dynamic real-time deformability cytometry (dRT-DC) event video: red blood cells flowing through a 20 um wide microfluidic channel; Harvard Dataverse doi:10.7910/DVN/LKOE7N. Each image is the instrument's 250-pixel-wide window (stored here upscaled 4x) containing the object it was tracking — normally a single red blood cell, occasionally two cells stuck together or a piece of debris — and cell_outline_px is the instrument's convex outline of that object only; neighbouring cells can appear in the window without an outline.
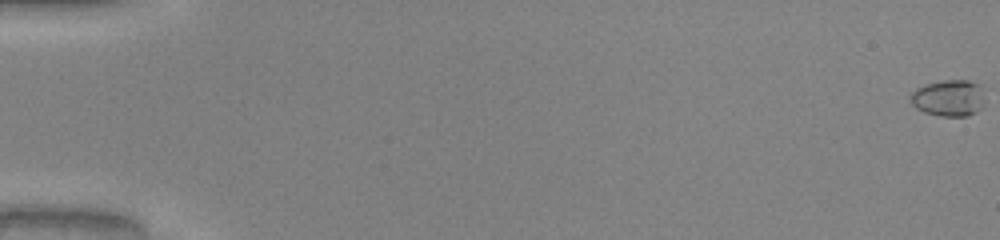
{"species": "common noctule bat (a hibernating species)", "species_latin": "Nyctalus noctula", "temperature_condition": "warm", "stored_images_in_passage": 53, "camera_frame_rate_fps": 3000, "um_per_image_px": 0.085, "animal": {"sex": "male", "body_mass_g": 20.0, "forearm_length_mm": 53.3}, "frame": {"image": 1, "passage_image": 1, "time_ms": 0.0, "image_size_px": [1000, 240], "cell_outline_px": [[984, 104], [976, 112], [968, 116], [940, 116], [924, 112], [916, 108], [908, 100], [908, 96], [916, 88], [924, 84], [944, 80], [968, 80], [980, 84], [984, 100]], "centroid_in_image_um": [80.61, 8.33], "position_along_channel_um": 4.4, "area_um2": 16.07}}
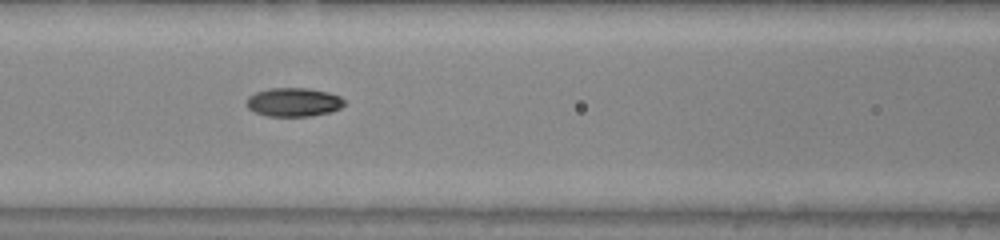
{"frame": {"image": 2, "passage_image": 25, "time_ms": 8.0, "image_size_px": [1000, 240], "cell_outline_px": [[344, 104], [340, 108], [332, 112], [308, 116], [268, 116], [256, 112], [248, 108], [244, 100], [248, 96], [256, 92], [268, 88], [308, 88], [328, 92], [340, 96], [344, 100]], "centroid_in_image_um": [24.94, 8.68], "position_along_channel_um": 141.7, "area_um2": 16.47}}
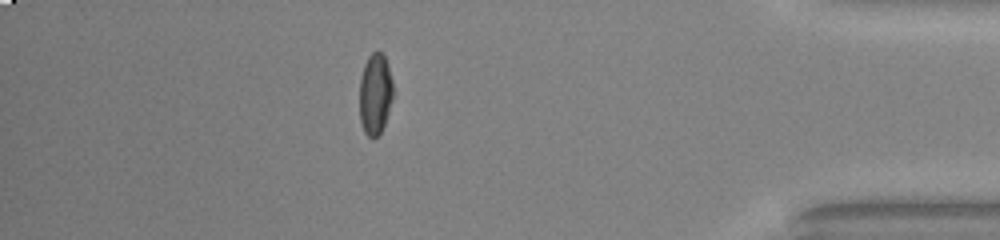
{"frame": {"image": 3, "passage_image": 47, "time_ms": 15.333, "image_size_px": [1000, 240], "cell_outline_px": [[392, 100], [384, 124], [380, 132], [372, 140], [364, 132], [360, 120], [360, 76], [364, 64], [368, 56], [372, 52], [380, 52], [384, 56], [388, 64], [392, 80]], "centroid_in_image_um": [31.88, 7.98], "position_along_channel_um": 403.3, "area_um2": 15.84}, "authors_computed_cell_mechanics": {"area_um2": 16.0106, "velocity_mm_per_s": 4.087, "shape_relaxation_time_tau1_ms": 4.046, "shape_relaxation_time_tau2_ms": 2.3792, "deformation_change_tau1": 0.1851, "deformation_change_tau2": 0.0664}}